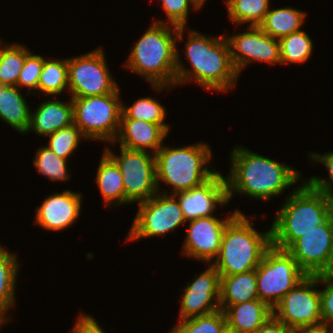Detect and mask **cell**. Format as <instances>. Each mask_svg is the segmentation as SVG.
Here are the masks:
<instances>
[{
    "mask_svg": "<svg viewBox=\"0 0 333 333\" xmlns=\"http://www.w3.org/2000/svg\"><path fill=\"white\" fill-rule=\"evenodd\" d=\"M222 333H235V332H233L232 330L226 328Z\"/></svg>",
    "mask_w": 333,
    "mask_h": 333,
    "instance_id": "obj_45",
    "label": "cell"
},
{
    "mask_svg": "<svg viewBox=\"0 0 333 333\" xmlns=\"http://www.w3.org/2000/svg\"><path fill=\"white\" fill-rule=\"evenodd\" d=\"M174 196L179 202L186 222L213 216L217 205L221 207L229 203L226 178L219 171L201 185L178 192Z\"/></svg>",
    "mask_w": 333,
    "mask_h": 333,
    "instance_id": "obj_17",
    "label": "cell"
},
{
    "mask_svg": "<svg viewBox=\"0 0 333 333\" xmlns=\"http://www.w3.org/2000/svg\"><path fill=\"white\" fill-rule=\"evenodd\" d=\"M307 276L330 275L333 255V213L287 249Z\"/></svg>",
    "mask_w": 333,
    "mask_h": 333,
    "instance_id": "obj_12",
    "label": "cell"
},
{
    "mask_svg": "<svg viewBox=\"0 0 333 333\" xmlns=\"http://www.w3.org/2000/svg\"><path fill=\"white\" fill-rule=\"evenodd\" d=\"M76 318L74 328L71 331L72 333H106L92 315H87L82 312Z\"/></svg>",
    "mask_w": 333,
    "mask_h": 333,
    "instance_id": "obj_39",
    "label": "cell"
},
{
    "mask_svg": "<svg viewBox=\"0 0 333 333\" xmlns=\"http://www.w3.org/2000/svg\"><path fill=\"white\" fill-rule=\"evenodd\" d=\"M185 56L192 70L183 66L176 50L175 86L194 80L206 90L222 93L235 87L239 75L233 67L225 34L208 37L197 30H189Z\"/></svg>",
    "mask_w": 333,
    "mask_h": 333,
    "instance_id": "obj_1",
    "label": "cell"
},
{
    "mask_svg": "<svg viewBox=\"0 0 333 333\" xmlns=\"http://www.w3.org/2000/svg\"><path fill=\"white\" fill-rule=\"evenodd\" d=\"M67 89L68 91V59L44 58L37 91L45 95L56 96Z\"/></svg>",
    "mask_w": 333,
    "mask_h": 333,
    "instance_id": "obj_28",
    "label": "cell"
},
{
    "mask_svg": "<svg viewBox=\"0 0 333 333\" xmlns=\"http://www.w3.org/2000/svg\"><path fill=\"white\" fill-rule=\"evenodd\" d=\"M289 333H333V330L323 322L304 325L289 330Z\"/></svg>",
    "mask_w": 333,
    "mask_h": 333,
    "instance_id": "obj_41",
    "label": "cell"
},
{
    "mask_svg": "<svg viewBox=\"0 0 333 333\" xmlns=\"http://www.w3.org/2000/svg\"><path fill=\"white\" fill-rule=\"evenodd\" d=\"M227 328L223 310L179 320L169 333H222Z\"/></svg>",
    "mask_w": 333,
    "mask_h": 333,
    "instance_id": "obj_31",
    "label": "cell"
},
{
    "mask_svg": "<svg viewBox=\"0 0 333 333\" xmlns=\"http://www.w3.org/2000/svg\"><path fill=\"white\" fill-rule=\"evenodd\" d=\"M180 300L179 320L207 315L220 309V275L210 264L193 278L183 290ZM215 300V301H213Z\"/></svg>",
    "mask_w": 333,
    "mask_h": 333,
    "instance_id": "obj_16",
    "label": "cell"
},
{
    "mask_svg": "<svg viewBox=\"0 0 333 333\" xmlns=\"http://www.w3.org/2000/svg\"><path fill=\"white\" fill-rule=\"evenodd\" d=\"M293 189L271 226L272 246L286 250L295 240L315 229L333 213V199L306 181Z\"/></svg>",
    "mask_w": 333,
    "mask_h": 333,
    "instance_id": "obj_4",
    "label": "cell"
},
{
    "mask_svg": "<svg viewBox=\"0 0 333 333\" xmlns=\"http://www.w3.org/2000/svg\"><path fill=\"white\" fill-rule=\"evenodd\" d=\"M195 4L199 7L202 8V6L205 4L206 0H193Z\"/></svg>",
    "mask_w": 333,
    "mask_h": 333,
    "instance_id": "obj_43",
    "label": "cell"
},
{
    "mask_svg": "<svg viewBox=\"0 0 333 333\" xmlns=\"http://www.w3.org/2000/svg\"><path fill=\"white\" fill-rule=\"evenodd\" d=\"M68 101L47 100L31 111L27 133L33 130L38 136H48L73 124L71 97Z\"/></svg>",
    "mask_w": 333,
    "mask_h": 333,
    "instance_id": "obj_20",
    "label": "cell"
},
{
    "mask_svg": "<svg viewBox=\"0 0 333 333\" xmlns=\"http://www.w3.org/2000/svg\"><path fill=\"white\" fill-rule=\"evenodd\" d=\"M30 53L21 44H5L0 48V83L4 86H17L18 77Z\"/></svg>",
    "mask_w": 333,
    "mask_h": 333,
    "instance_id": "obj_29",
    "label": "cell"
},
{
    "mask_svg": "<svg viewBox=\"0 0 333 333\" xmlns=\"http://www.w3.org/2000/svg\"><path fill=\"white\" fill-rule=\"evenodd\" d=\"M239 213L242 212L237 209L222 220L215 216H208L188 221L189 227L183 242L182 255L207 262L206 264L214 261L221 248L226 226Z\"/></svg>",
    "mask_w": 333,
    "mask_h": 333,
    "instance_id": "obj_15",
    "label": "cell"
},
{
    "mask_svg": "<svg viewBox=\"0 0 333 333\" xmlns=\"http://www.w3.org/2000/svg\"><path fill=\"white\" fill-rule=\"evenodd\" d=\"M258 299L272 309L307 275L287 250L271 246L255 269Z\"/></svg>",
    "mask_w": 333,
    "mask_h": 333,
    "instance_id": "obj_8",
    "label": "cell"
},
{
    "mask_svg": "<svg viewBox=\"0 0 333 333\" xmlns=\"http://www.w3.org/2000/svg\"><path fill=\"white\" fill-rule=\"evenodd\" d=\"M330 275H333V255H332V261L330 266Z\"/></svg>",
    "mask_w": 333,
    "mask_h": 333,
    "instance_id": "obj_44",
    "label": "cell"
},
{
    "mask_svg": "<svg viewBox=\"0 0 333 333\" xmlns=\"http://www.w3.org/2000/svg\"><path fill=\"white\" fill-rule=\"evenodd\" d=\"M231 169L227 182L228 202L235 194L269 201L281 195L301 178L299 171L264 157L238 144L230 155Z\"/></svg>",
    "mask_w": 333,
    "mask_h": 333,
    "instance_id": "obj_2",
    "label": "cell"
},
{
    "mask_svg": "<svg viewBox=\"0 0 333 333\" xmlns=\"http://www.w3.org/2000/svg\"><path fill=\"white\" fill-rule=\"evenodd\" d=\"M44 57L31 52L26 56L24 66L18 77L17 86L19 88L27 87L29 95L30 91H37L40 74L43 69Z\"/></svg>",
    "mask_w": 333,
    "mask_h": 333,
    "instance_id": "obj_35",
    "label": "cell"
},
{
    "mask_svg": "<svg viewBox=\"0 0 333 333\" xmlns=\"http://www.w3.org/2000/svg\"><path fill=\"white\" fill-rule=\"evenodd\" d=\"M48 138L46 146L58 157L67 160L74 153L80 141L87 139L74 123L48 135Z\"/></svg>",
    "mask_w": 333,
    "mask_h": 333,
    "instance_id": "obj_34",
    "label": "cell"
},
{
    "mask_svg": "<svg viewBox=\"0 0 333 333\" xmlns=\"http://www.w3.org/2000/svg\"><path fill=\"white\" fill-rule=\"evenodd\" d=\"M258 299L256 271L220 276V309Z\"/></svg>",
    "mask_w": 333,
    "mask_h": 333,
    "instance_id": "obj_22",
    "label": "cell"
},
{
    "mask_svg": "<svg viewBox=\"0 0 333 333\" xmlns=\"http://www.w3.org/2000/svg\"><path fill=\"white\" fill-rule=\"evenodd\" d=\"M308 157L315 163L323 164L328 169L329 178L323 179L320 177L312 176L306 182L318 192L323 193L325 196L333 199V151L323 154L310 153Z\"/></svg>",
    "mask_w": 333,
    "mask_h": 333,
    "instance_id": "obj_36",
    "label": "cell"
},
{
    "mask_svg": "<svg viewBox=\"0 0 333 333\" xmlns=\"http://www.w3.org/2000/svg\"><path fill=\"white\" fill-rule=\"evenodd\" d=\"M103 49L68 58V93L71 97L113 93L119 86L112 78Z\"/></svg>",
    "mask_w": 333,
    "mask_h": 333,
    "instance_id": "obj_11",
    "label": "cell"
},
{
    "mask_svg": "<svg viewBox=\"0 0 333 333\" xmlns=\"http://www.w3.org/2000/svg\"><path fill=\"white\" fill-rule=\"evenodd\" d=\"M119 88L106 95L71 97L73 123L87 140L115 142L122 114Z\"/></svg>",
    "mask_w": 333,
    "mask_h": 333,
    "instance_id": "obj_7",
    "label": "cell"
},
{
    "mask_svg": "<svg viewBox=\"0 0 333 333\" xmlns=\"http://www.w3.org/2000/svg\"><path fill=\"white\" fill-rule=\"evenodd\" d=\"M316 285L319 275L306 276L274 306L273 315L289 329L322 322L320 291Z\"/></svg>",
    "mask_w": 333,
    "mask_h": 333,
    "instance_id": "obj_13",
    "label": "cell"
},
{
    "mask_svg": "<svg viewBox=\"0 0 333 333\" xmlns=\"http://www.w3.org/2000/svg\"><path fill=\"white\" fill-rule=\"evenodd\" d=\"M224 313L228 329L235 333H252L273 315V309L266 302L256 299L230 305Z\"/></svg>",
    "mask_w": 333,
    "mask_h": 333,
    "instance_id": "obj_21",
    "label": "cell"
},
{
    "mask_svg": "<svg viewBox=\"0 0 333 333\" xmlns=\"http://www.w3.org/2000/svg\"><path fill=\"white\" fill-rule=\"evenodd\" d=\"M31 110L18 86H6L0 93V119L21 134H27Z\"/></svg>",
    "mask_w": 333,
    "mask_h": 333,
    "instance_id": "obj_23",
    "label": "cell"
},
{
    "mask_svg": "<svg viewBox=\"0 0 333 333\" xmlns=\"http://www.w3.org/2000/svg\"><path fill=\"white\" fill-rule=\"evenodd\" d=\"M161 2L169 20L167 22L177 27H186L190 6L194 10L200 9L193 0H161Z\"/></svg>",
    "mask_w": 333,
    "mask_h": 333,
    "instance_id": "obj_37",
    "label": "cell"
},
{
    "mask_svg": "<svg viewBox=\"0 0 333 333\" xmlns=\"http://www.w3.org/2000/svg\"><path fill=\"white\" fill-rule=\"evenodd\" d=\"M82 194L71 190L49 195L37 207L34 224L50 231H61L75 223L80 215Z\"/></svg>",
    "mask_w": 333,
    "mask_h": 333,
    "instance_id": "obj_18",
    "label": "cell"
},
{
    "mask_svg": "<svg viewBox=\"0 0 333 333\" xmlns=\"http://www.w3.org/2000/svg\"><path fill=\"white\" fill-rule=\"evenodd\" d=\"M212 157L204 142L177 148L162 145L155 154L158 191L162 190L159 182L173 187L171 195L201 185L217 172L209 170Z\"/></svg>",
    "mask_w": 333,
    "mask_h": 333,
    "instance_id": "obj_6",
    "label": "cell"
},
{
    "mask_svg": "<svg viewBox=\"0 0 333 333\" xmlns=\"http://www.w3.org/2000/svg\"><path fill=\"white\" fill-rule=\"evenodd\" d=\"M169 125H159L137 119H121L120 130L112 142L130 150L146 151L156 154L169 133ZM150 149V150H148Z\"/></svg>",
    "mask_w": 333,
    "mask_h": 333,
    "instance_id": "obj_19",
    "label": "cell"
},
{
    "mask_svg": "<svg viewBox=\"0 0 333 333\" xmlns=\"http://www.w3.org/2000/svg\"><path fill=\"white\" fill-rule=\"evenodd\" d=\"M162 192V193H161ZM138 211L126 237L133 241L164 234L178 229L186 220L174 195L158 191L150 199L138 204Z\"/></svg>",
    "mask_w": 333,
    "mask_h": 333,
    "instance_id": "obj_10",
    "label": "cell"
},
{
    "mask_svg": "<svg viewBox=\"0 0 333 333\" xmlns=\"http://www.w3.org/2000/svg\"><path fill=\"white\" fill-rule=\"evenodd\" d=\"M132 47L124 66L141 75L155 90L171 89L176 78V42L184 38L186 27L154 20Z\"/></svg>",
    "mask_w": 333,
    "mask_h": 333,
    "instance_id": "obj_3",
    "label": "cell"
},
{
    "mask_svg": "<svg viewBox=\"0 0 333 333\" xmlns=\"http://www.w3.org/2000/svg\"><path fill=\"white\" fill-rule=\"evenodd\" d=\"M9 322V320L0 312V331H1V325L6 324Z\"/></svg>",
    "mask_w": 333,
    "mask_h": 333,
    "instance_id": "obj_42",
    "label": "cell"
},
{
    "mask_svg": "<svg viewBox=\"0 0 333 333\" xmlns=\"http://www.w3.org/2000/svg\"><path fill=\"white\" fill-rule=\"evenodd\" d=\"M243 33L226 36L231 61L237 74L251 62L281 64L279 40L266 34L259 26H247Z\"/></svg>",
    "mask_w": 333,
    "mask_h": 333,
    "instance_id": "obj_14",
    "label": "cell"
},
{
    "mask_svg": "<svg viewBox=\"0 0 333 333\" xmlns=\"http://www.w3.org/2000/svg\"><path fill=\"white\" fill-rule=\"evenodd\" d=\"M17 255L11 253L0 244V312L7 317V312L16 303L15 288L20 264ZM8 310V311H7Z\"/></svg>",
    "mask_w": 333,
    "mask_h": 333,
    "instance_id": "obj_26",
    "label": "cell"
},
{
    "mask_svg": "<svg viewBox=\"0 0 333 333\" xmlns=\"http://www.w3.org/2000/svg\"><path fill=\"white\" fill-rule=\"evenodd\" d=\"M281 64L304 63L313 51V42L303 30L293 32L279 40Z\"/></svg>",
    "mask_w": 333,
    "mask_h": 333,
    "instance_id": "obj_30",
    "label": "cell"
},
{
    "mask_svg": "<svg viewBox=\"0 0 333 333\" xmlns=\"http://www.w3.org/2000/svg\"><path fill=\"white\" fill-rule=\"evenodd\" d=\"M165 118V108L153 97H141L132 106L122 104L121 119H137L159 125H168L164 123Z\"/></svg>",
    "mask_w": 333,
    "mask_h": 333,
    "instance_id": "obj_32",
    "label": "cell"
},
{
    "mask_svg": "<svg viewBox=\"0 0 333 333\" xmlns=\"http://www.w3.org/2000/svg\"><path fill=\"white\" fill-rule=\"evenodd\" d=\"M306 13L289 7L270 9L259 27L271 37L281 38L299 31L306 19Z\"/></svg>",
    "mask_w": 333,
    "mask_h": 333,
    "instance_id": "obj_25",
    "label": "cell"
},
{
    "mask_svg": "<svg viewBox=\"0 0 333 333\" xmlns=\"http://www.w3.org/2000/svg\"><path fill=\"white\" fill-rule=\"evenodd\" d=\"M97 172L96 184L104 199V205H125V190L122 174L116 163L103 151Z\"/></svg>",
    "mask_w": 333,
    "mask_h": 333,
    "instance_id": "obj_24",
    "label": "cell"
},
{
    "mask_svg": "<svg viewBox=\"0 0 333 333\" xmlns=\"http://www.w3.org/2000/svg\"><path fill=\"white\" fill-rule=\"evenodd\" d=\"M229 19L236 25L259 26L268 11L270 0H225Z\"/></svg>",
    "mask_w": 333,
    "mask_h": 333,
    "instance_id": "obj_27",
    "label": "cell"
},
{
    "mask_svg": "<svg viewBox=\"0 0 333 333\" xmlns=\"http://www.w3.org/2000/svg\"><path fill=\"white\" fill-rule=\"evenodd\" d=\"M6 86H4V85H2L1 83H0V93H1V91L5 88Z\"/></svg>",
    "mask_w": 333,
    "mask_h": 333,
    "instance_id": "obj_46",
    "label": "cell"
},
{
    "mask_svg": "<svg viewBox=\"0 0 333 333\" xmlns=\"http://www.w3.org/2000/svg\"><path fill=\"white\" fill-rule=\"evenodd\" d=\"M36 156L33 159V164L39 174L47 177L50 181H67L70 178V173L67 168V159L58 157L46 145L39 147ZM69 173V174H68Z\"/></svg>",
    "mask_w": 333,
    "mask_h": 333,
    "instance_id": "obj_33",
    "label": "cell"
},
{
    "mask_svg": "<svg viewBox=\"0 0 333 333\" xmlns=\"http://www.w3.org/2000/svg\"><path fill=\"white\" fill-rule=\"evenodd\" d=\"M319 283L325 285L319 290L322 322L333 330V275H319Z\"/></svg>",
    "mask_w": 333,
    "mask_h": 333,
    "instance_id": "obj_38",
    "label": "cell"
},
{
    "mask_svg": "<svg viewBox=\"0 0 333 333\" xmlns=\"http://www.w3.org/2000/svg\"><path fill=\"white\" fill-rule=\"evenodd\" d=\"M120 147V155L105 148L104 152L116 163L122 174L125 203L144 202L158 192L155 155Z\"/></svg>",
    "mask_w": 333,
    "mask_h": 333,
    "instance_id": "obj_9",
    "label": "cell"
},
{
    "mask_svg": "<svg viewBox=\"0 0 333 333\" xmlns=\"http://www.w3.org/2000/svg\"><path fill=\"white\" fill-rule=\"evenodd\" d=\"M272 246L271 229L257 232L243 213L225 228L221 248L211 264L220 276H232L255 270Z\"/></svg>",
    "mask_w": 333,
    "mask_h": 333,
    "instance_id": "obj_5",
    "label": "cell"
},
{
    "mask_svg": "<svg viewBox=\"0 0 333 333\" xmlns=\"http://www.w3.org/2000/svg\"><path fill=\"white\" fill-rule=\"evenodd\" d=\"M289 328L274 315H271L257 330L252 333H289Z\"/></svg>",
    "mask_w": 333,
    "mask_h": 333,
    "instance_id": "obj_40",
    "label": "cell"
}]
</instances>
